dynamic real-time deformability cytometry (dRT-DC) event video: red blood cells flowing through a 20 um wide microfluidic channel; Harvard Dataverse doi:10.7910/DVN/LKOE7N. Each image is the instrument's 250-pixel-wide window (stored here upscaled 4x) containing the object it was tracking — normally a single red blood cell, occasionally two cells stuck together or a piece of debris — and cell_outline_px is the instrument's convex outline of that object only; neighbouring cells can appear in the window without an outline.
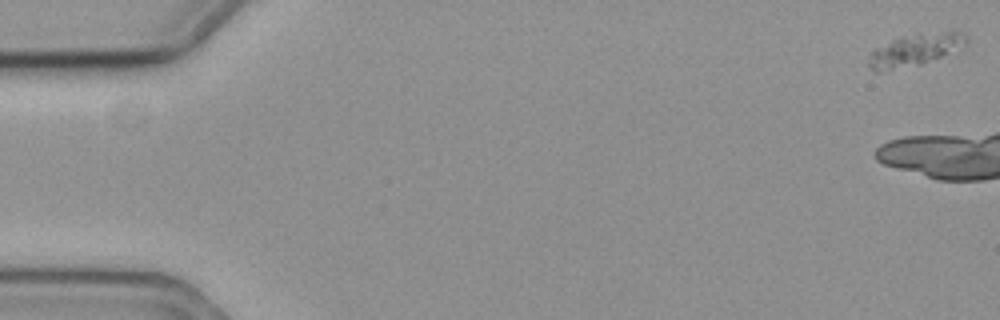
{"species": "common noctule bat (a hibernating species)", "species_latin": "Nyctalus noctula", "temperature_condition": "cold", "stored_images_in_passage": 9, "camera_frame_rate_fps": 3000, "um_per_image_px": 0.085, "animal": {"sex": "female", "body_mass_g": 19.3, "forearm_length_mm": 54.1}, "frame": {"image": 1, "passage_image": 1, "time_ms": 0.0, "image_size_px": [1000, 320], "cell_outline_px": [[968, 44], [940, 56], [920, 64], [888, 72], [872, 72], [868, 68], [868, 56], [876, 48], [892, 40], [904, 36], [944, 32], [964, 32], [968, 36]], "centroid_in_image_um": [77.71, 4.28], "position_along_channel_um": 7.3, "area_um2": 18.03}}